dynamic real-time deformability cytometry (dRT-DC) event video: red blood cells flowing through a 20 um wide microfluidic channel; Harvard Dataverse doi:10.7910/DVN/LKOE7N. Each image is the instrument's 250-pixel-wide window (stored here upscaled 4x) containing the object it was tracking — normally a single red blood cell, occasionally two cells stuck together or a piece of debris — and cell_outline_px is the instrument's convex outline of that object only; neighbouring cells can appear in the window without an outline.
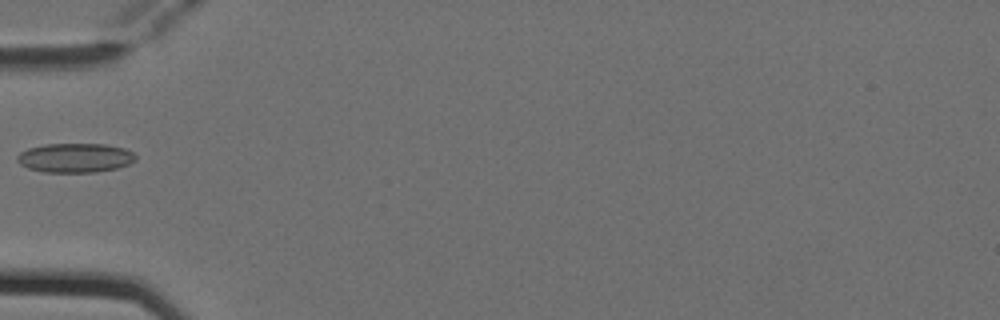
{"species": "Egyptian fruit bat (a non-hibernating species)", "species_latin": "Rousettus aegyptiacus", "temperature_condition": "cold", "stored_images_in_passage": 2, "camera_frame_rate_fps": 3000, "um_per_image_px": 0.085, "animal": {"sex": "female"}, "frame": {"image": 1, "passage_image": 2, "time_ms": 0.333, "image_size_px": [1000, 320], "cell_outline_px": [[136, 160], [128, 164], [116, 168], [96, 172], [44, 172], [28, 168], [20, 164], [16, 160], [16, 156], [20, 152], [28, 148], [44, 144], [104, 144], [124, 148], [132, 152], [136, 156]], "centroid_in_image_um": [6.36, 13.41], "position_along_channel_um": 78.6, "area_um2": 20.23}}